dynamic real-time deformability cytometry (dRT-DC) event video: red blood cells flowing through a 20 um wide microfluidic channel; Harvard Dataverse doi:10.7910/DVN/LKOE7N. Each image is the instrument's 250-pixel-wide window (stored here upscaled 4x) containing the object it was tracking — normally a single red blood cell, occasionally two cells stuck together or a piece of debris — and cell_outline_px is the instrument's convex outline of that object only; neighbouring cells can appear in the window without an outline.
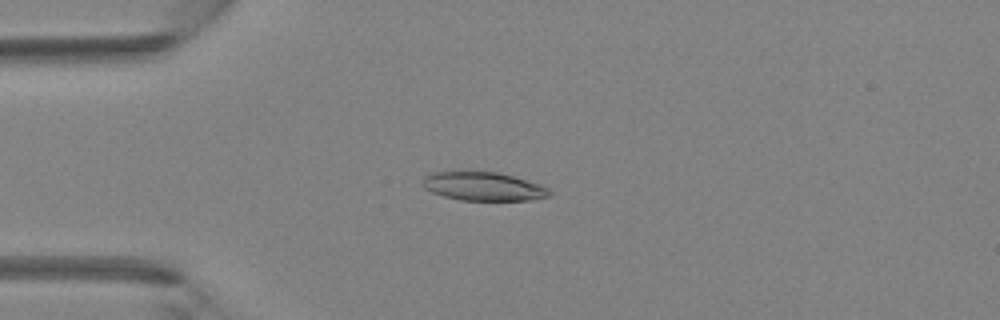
{"species": "Egyptian fruit bat (a non-hibernating species)", "species_latin": "Rousettus aegyptiacus", "temperature_condition": "room temperature", "stored_images_in_passage": 44, "camera_frame_rate_fps": 3000, "um_per_image_px": 0.085, "animal": {"sex": "female"}, "frame": {"image": 1, "passage_image": 11, "time_ms": 3.333, "image_size_px": [1000, 320], "cell_outline_px": [[552, 196], [532, 200], [460, 200], [444, 196], [432, 192], [424, 188], [420, 184], [424, 176], [432, 172], [464, 168], [500, 172], [540, 184], [548, 188], [552, 192]], "centroid_in_image_um": [41.03, 15.79], "position_along_channel_um": 44.0, "area_um2": 22.25}}
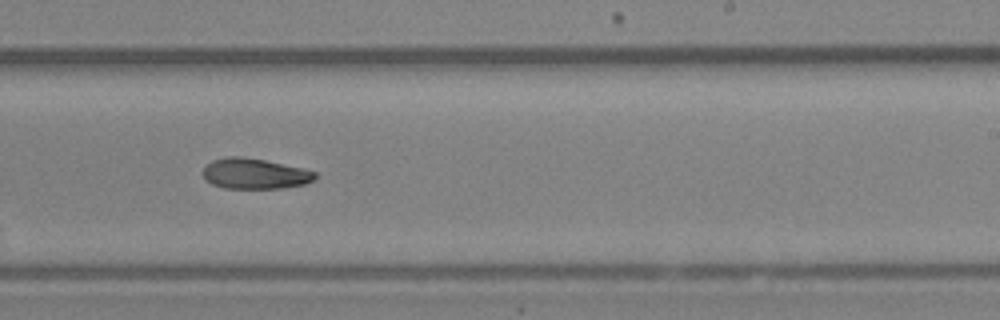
{"frame": {"image": 2, "passage_image": 27, "time_ms": 8.667, "image_size_px": [1000, 320], "cell_outline_px": [[316, 176], [312, 180], [304, 184], [280, 188], [224, 188], [212, 184], [204, 180], [200, 172], [212, 160], [228, 156], [244, 156], [304, 168], [316, 172]], "centroid_in_image_um": [21.6, 14.75], "position_along_channel_um": 267.4, "area_um2": 20.06}}
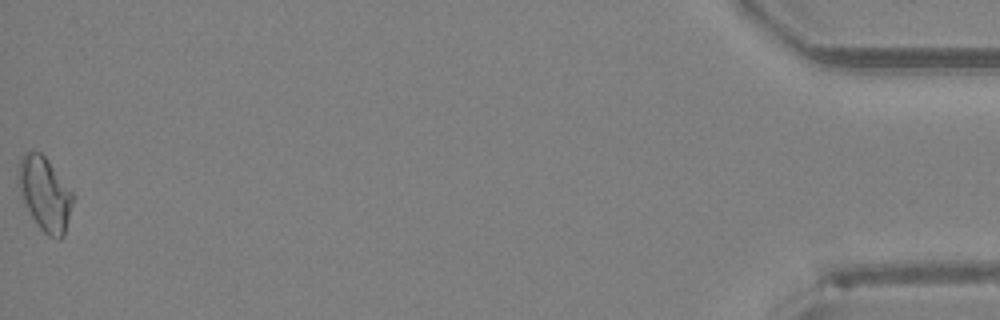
{"frame": {"image": 3, "passage_image": 44, "time_ms": 14.333, "image_size_px": [1000, 320], "cell_outline_px": [[76, 196], [64, 236], [60, 240], [48, 236], [40, 228], [32, 216], [16, 184], [16, 176], [20, 160], [24, 152], [32, 148], [40, 152], [48, 160]], "centroid_in_image_um": [3.82, 16.45], "position_along_channel_um": 431.4, "area_um2": 23.87}}